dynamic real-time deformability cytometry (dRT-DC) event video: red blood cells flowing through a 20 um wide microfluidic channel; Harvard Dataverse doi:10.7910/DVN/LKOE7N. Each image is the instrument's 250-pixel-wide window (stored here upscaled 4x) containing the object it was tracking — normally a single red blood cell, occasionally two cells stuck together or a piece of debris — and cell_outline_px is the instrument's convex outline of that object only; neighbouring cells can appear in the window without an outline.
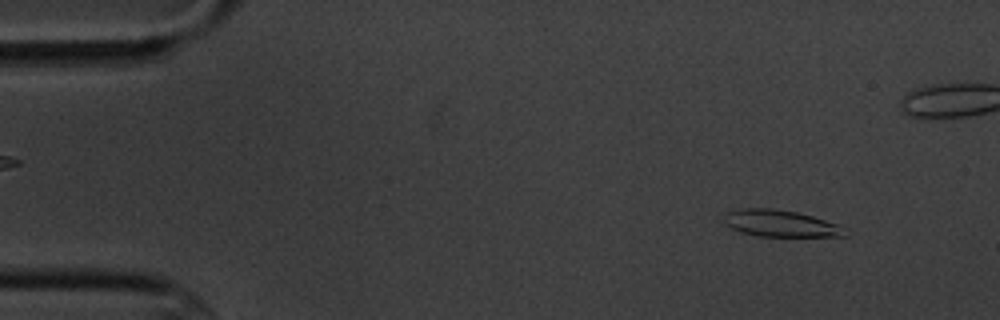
{"species": "common noctule bat (a hibernating species)", "species_latin": "Nyctalus noctula", "temperature_condition": "cold", "stored_images_in_passage": 6, "camera_frame_rate_fps": 3000, "um_per_image_px": 0.085, "animal": {"sex": "male", "body_mass_g": 20.1, "forearm_length_mm": 53.5}, "frame": {"image": 1, "passage_image": 2, "time_ms": 1.333, "image_size_px": [1000, 320], "cell_outline_px": [[848, 236], [756, 236], [740, 232], [732, 228], [724, 220], [724, 212], [740, 208], [772, 208], [796, 212], [812, 216], [840, 224], [848, 228]], "centroid_in_image_um": [66.39, 18.99], "position_along_channel_um": 18.6, "area_um2": 19.07}}